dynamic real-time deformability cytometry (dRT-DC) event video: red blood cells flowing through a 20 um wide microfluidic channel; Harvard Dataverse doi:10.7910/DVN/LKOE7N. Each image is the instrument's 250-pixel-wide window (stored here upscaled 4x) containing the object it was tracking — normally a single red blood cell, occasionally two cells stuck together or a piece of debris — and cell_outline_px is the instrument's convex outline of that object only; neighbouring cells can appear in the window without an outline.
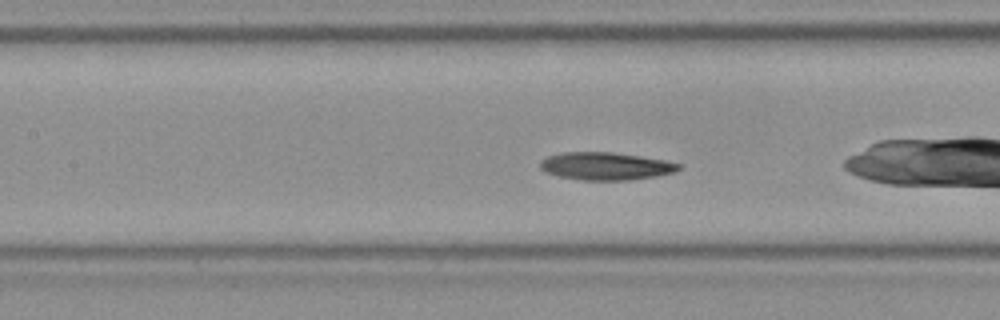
{"species": "Egyptian fruit bat (a non-hibernating species)", "species_latin": "Rousettus aegyptiacus", "temperature_condition": "room temperature", "stored_images_in_passage": 48, "camera_frame_rate_fps": 3000, "um_per_image_px": 0.085, "frame": {"image": 1, "passage_image": 18, "time_ms": 5.667, "image_size_px": [1000, 320], "cell_outline_px": [[680, 168], [676, 172], [656, 176], [628, 180], [584, 180], [560, 176], [544, 172], [540, 168], [540, 160], [548, 156], [560, 152], [612, 152], [640, 156], [664, 160], [680, 164]], "centroid_in_image_um": [51.46, 14.11], "position_along_channel_um": 155.9, "area_um2": 22.31}}
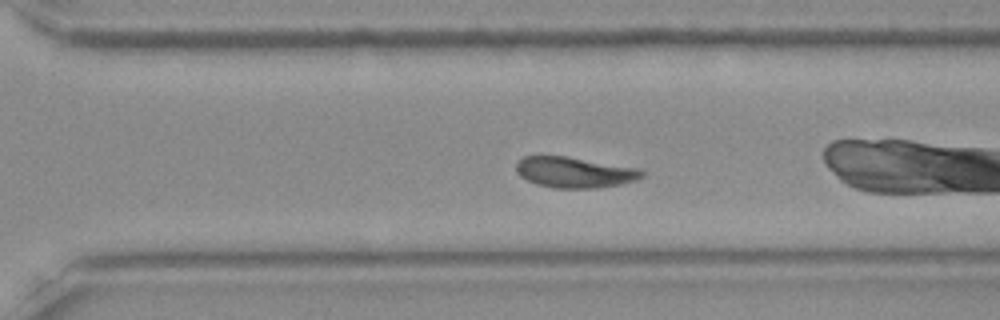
{"frame": {"image": 2, "passage_image": 31, "time_ms": 10.0, "image_size_px": [1000, 320], "cell_outline_px": [[644, 176], [636, 180], [620, 184], [596, 188], [556, 188], [536, 184], [520, 176], [516, 168], [516, 160], [524, 156], [568, 156], [636, 168], [644, 172]], "centroid_in_image_um": [48.8, 14.64], "position_along_channel_um": 321.8, "area_um2": 22.43}, "authors_computed_cell_mechanics": {"area_um2": 22.8599, "velocity_mm_per_s": 3.8372, "shape_relaxation_time_tau1_ms": 7.063, "shape_relaxation_time_tau2_ms": 3.4226, "deformation_change_tau1": 0.1483, "deformation_change_tau2": 0.0942}}